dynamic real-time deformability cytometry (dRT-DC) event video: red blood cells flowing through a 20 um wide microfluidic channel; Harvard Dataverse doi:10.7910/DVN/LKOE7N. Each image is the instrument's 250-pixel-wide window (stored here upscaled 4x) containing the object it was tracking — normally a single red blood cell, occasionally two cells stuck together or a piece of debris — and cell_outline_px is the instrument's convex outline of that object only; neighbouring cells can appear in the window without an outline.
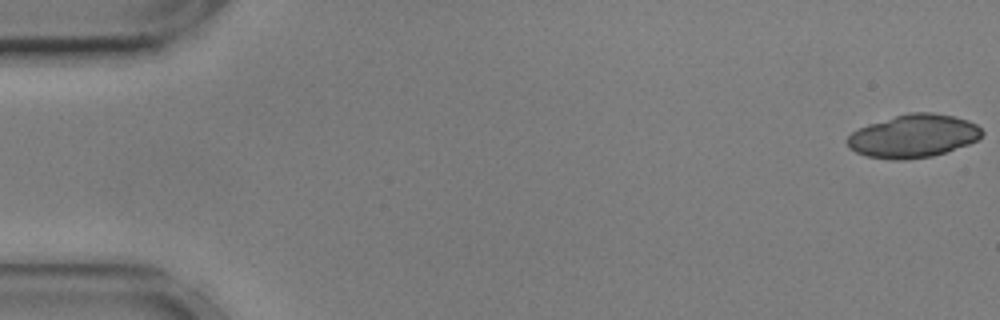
{"species": "common noctule bat (a hibernating species)", "species_latin": "Nyctalus noctula", "temperature_condition": "cold", "stored_images_in_passage": 54, "camera_frame_rate_fps": 3000, "um_per_image_px": 0.085, "animal": {"sex": "male", "body_mass_g": 17.9, "forearm_length_mm": 54.2}, "frame": {"image": 1, "passage_image": 1, "time_ms": 0.0, "image_size_px": [1000, 320], "cell_outline_px": [[984, 132], [976, 140], [968, 144], [932, 156], [904, 160], [892, 160], [868, 156], [856, 152], [848, 148], [844, 140], [852, 132], [868, 124], [908, 112], [932, 112], [956, 116], [968, 120], [976, 124]], "centroid_in_image_um": [77.61, 11.56], "position_along_channel_um": 7.4, "area_um2": 33.87}}